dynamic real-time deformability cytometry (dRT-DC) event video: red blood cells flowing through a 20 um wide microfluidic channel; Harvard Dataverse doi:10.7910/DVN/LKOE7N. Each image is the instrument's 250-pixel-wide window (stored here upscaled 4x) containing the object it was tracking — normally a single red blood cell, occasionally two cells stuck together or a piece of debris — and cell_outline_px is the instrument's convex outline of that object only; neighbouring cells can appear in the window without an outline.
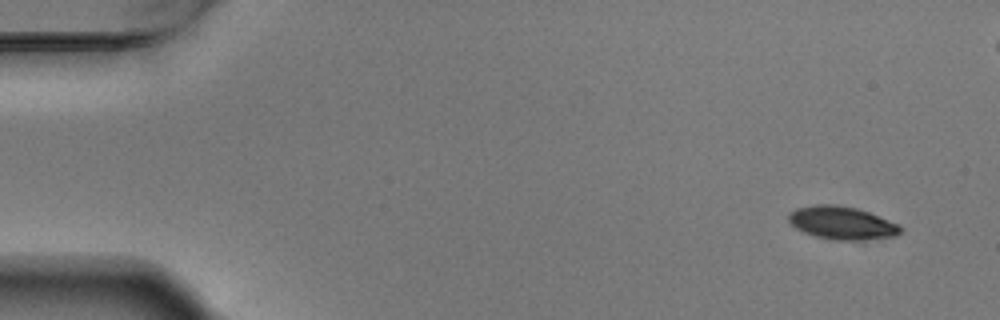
{"species": "Egyptian fruit bat (a non-hibernating species)", "species_latin": "Rousettus aegyptiacus", "temperature_condition": "warm", "stored_images_in_passage": 7, "camera_frame_rate_fps": 3000, "um_per_image_px": 0.085, "animal": {"sex": "male"}, "frame": {"image": 1, "passage_image": 1, "time_ms": 0.0, "image_size_px": [1000, 320], "cell_outline_px": [[900, 232], [896, 236], [864, 240], [832, 240], [816, 236], [804, 232], [796, 228], [788, 220], [788, 216], [796, 208], [816, 204], [836, 204], [856, 208], [868, 212], [900, 224]], "centroid_in_image_um": [71.57, 18.95], "position_along_channel_um": 13.4, "area_um2": 21.44}}
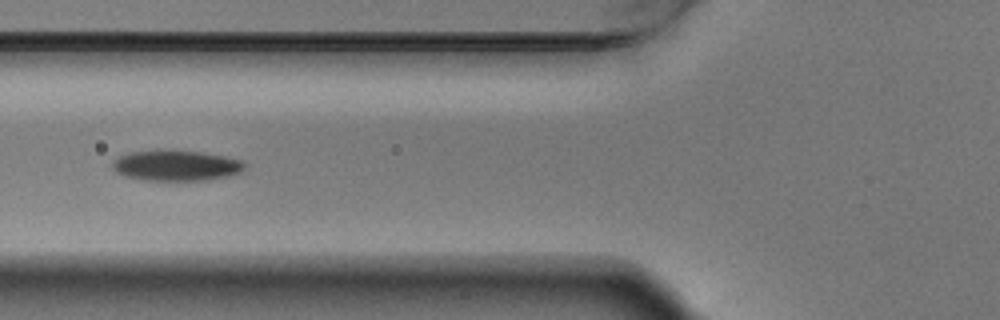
{"frame": {"image": 2, "passage_image": 6, "time_ms": 1.667, "image_size_px": [1000, 320], "cell_outline_px": [[248, 164], [240, 172], [228, 176], [208, 180], [144, 180], [124, 176], [116, 172], [112, 168], [112, 160], [120, 156], [132, 152], [160, 148], [200, 152], [224, 156], [240, 160]], "centroid_in_image_um": [14.94, 14.05], "position_along_channel_um": 110.9, "area_um2": 23.93}}
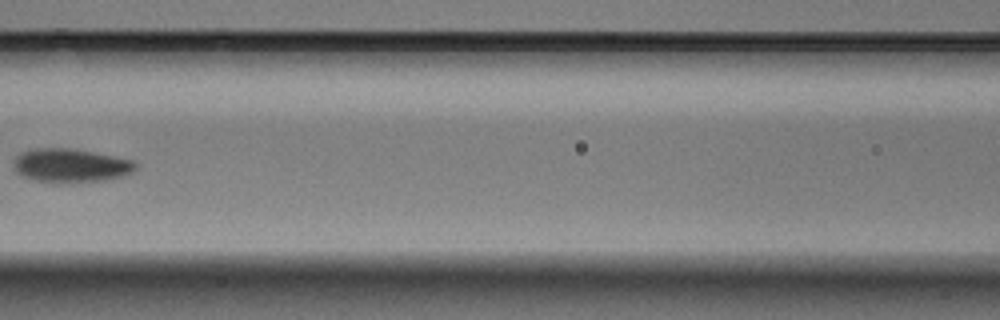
{"frame": {"image": 3, "passage_image": 7, "time_ms": 2.0, "image_size_px": [1000, 320], "cell_outline_px": [[136, 168], [132, 172], [124, 176], [104, 180], [68, 184], [56, 184], [32, 180], [20, 176], [12, 168], [12, 160], [20, 152], [32, 148], [68, 148], [92, 152], [132, 160], [136, 164]], "centroid_in_image_um": [5.91, 14.1], "position_along_channel_um": 160.7, "area_um2": 24.62}}